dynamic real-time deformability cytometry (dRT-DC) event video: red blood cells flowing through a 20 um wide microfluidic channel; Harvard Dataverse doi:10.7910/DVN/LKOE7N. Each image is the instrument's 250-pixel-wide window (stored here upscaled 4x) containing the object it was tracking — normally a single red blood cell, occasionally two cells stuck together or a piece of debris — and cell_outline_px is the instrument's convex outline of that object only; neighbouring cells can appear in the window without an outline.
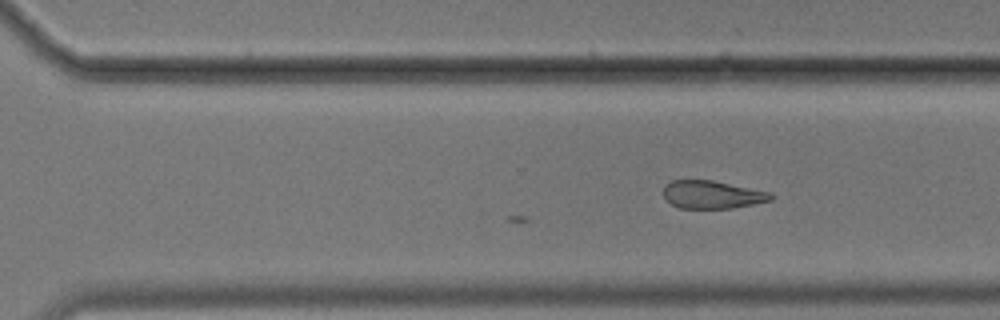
{"species": "common noctule bat (a hibernating species)", "species_latin": "Nyctalus noctula", "temperature_condition": "cold", "stored_images_in_passage": 38, "camera_frame_rate_fps": 3000, "um_per_image_px": 0.085, "animal": {"sex": "male", "body_mass_g": 17.9}, "frame": {"image": 1, "passage_image": 38, "time_ms": 12.333, "image_size_px": [1000, 320], "cell_outline_px": [[776, 196], [772, 200], [732, 208], [680, 208], [672, 204], [664, 196], [664, 184], [672, 180], [712, 180], [772, 192]], "centroid_in_image_um": [60.57, 16.53], "position_along_channel_um": 310.0, "area_um2": 17.51}}